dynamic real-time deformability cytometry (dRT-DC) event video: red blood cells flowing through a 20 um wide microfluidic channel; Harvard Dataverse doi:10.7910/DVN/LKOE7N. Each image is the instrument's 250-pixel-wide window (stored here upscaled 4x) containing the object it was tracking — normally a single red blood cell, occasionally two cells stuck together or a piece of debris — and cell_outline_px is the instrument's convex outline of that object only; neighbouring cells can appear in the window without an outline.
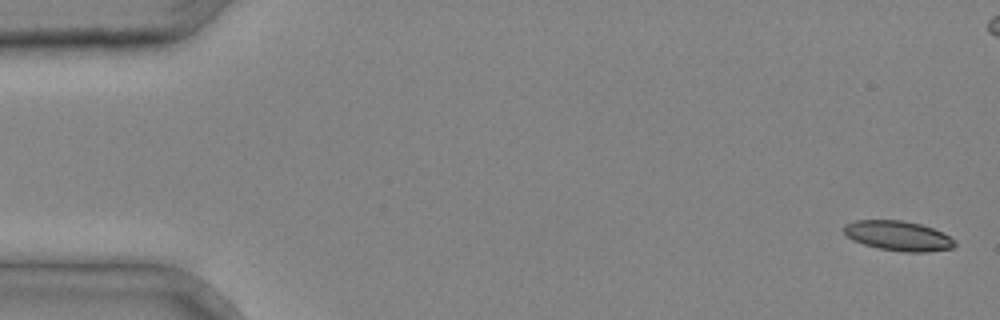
{"species": "common noctule bat (a hibernating species)", "species_latin": "Nyctalus noctula", "temperature_condition": "cold", "stored_images_in_passage": 6, "camera_frame_rate_fps": 3000, "um_per_image_px": 0.085, "animal": {"sex": "male", "body_mass_g": 20.4}, "frame": {"image": 1, "passage_image": 1, "time_ms": 0.0, "image_size_px": [1000, 320], "cell_outline_px": [[956, 244], [952, 248], [924, 252], [904, 252], [880, 248], [864, 244], [852, 240], [840, 228], [844, 224], [856, 220], [900, 220], [920, 224], [944, 232], [956, 240]], "centroid_in_image_um": [76.34, 20.03], "position_along_channel_um": 8.7, "area_um2": 19.36}}